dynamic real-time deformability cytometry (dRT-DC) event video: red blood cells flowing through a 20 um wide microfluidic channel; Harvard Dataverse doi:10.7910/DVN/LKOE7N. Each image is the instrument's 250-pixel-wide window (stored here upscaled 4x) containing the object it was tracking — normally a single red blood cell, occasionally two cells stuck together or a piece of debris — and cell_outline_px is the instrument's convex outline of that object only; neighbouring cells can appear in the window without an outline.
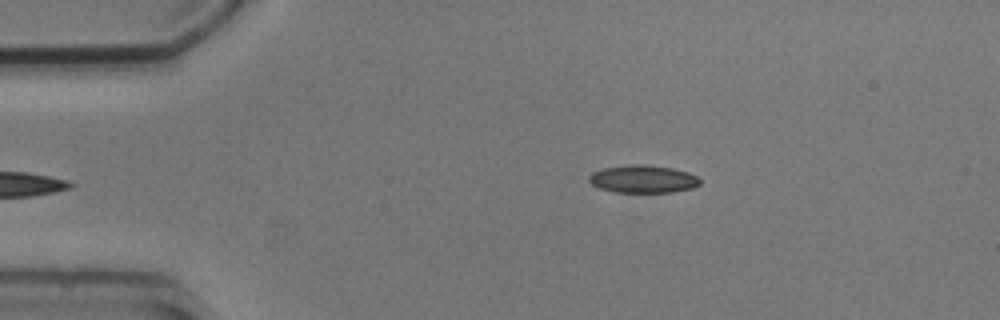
{"species": "common noctule bat (a hibernating species)", "species_latin": "Nyctalus noctula", "temperature_condition": "cold", "stored_images_in_passage": 4, "camera_frame_rate_fps": 3000, "um_per_image_px": 0.085, "animal": {"sex": "male", "body_mass_g": 20.5, "forearm_length_mm": 52.5}, "frame": {"image": 1, "passage_image": 4, "time_ms": 3.333, "image_size_px": [1000, 320], "cell_outline_px": [[700, 184], [692, 188], [672, 192], [616, 192], [600, 188], [592, 184], [588, 180], [588, 176], [592, 172], [604, 168], [628, 164], [648, 164], [672, 168], [688, 172], [696, 176], [700, 180]], "centroid_in_image_um": [54.65, 15.2], "position_along_channel_um": 30.4, "area_um2": 17.98}}